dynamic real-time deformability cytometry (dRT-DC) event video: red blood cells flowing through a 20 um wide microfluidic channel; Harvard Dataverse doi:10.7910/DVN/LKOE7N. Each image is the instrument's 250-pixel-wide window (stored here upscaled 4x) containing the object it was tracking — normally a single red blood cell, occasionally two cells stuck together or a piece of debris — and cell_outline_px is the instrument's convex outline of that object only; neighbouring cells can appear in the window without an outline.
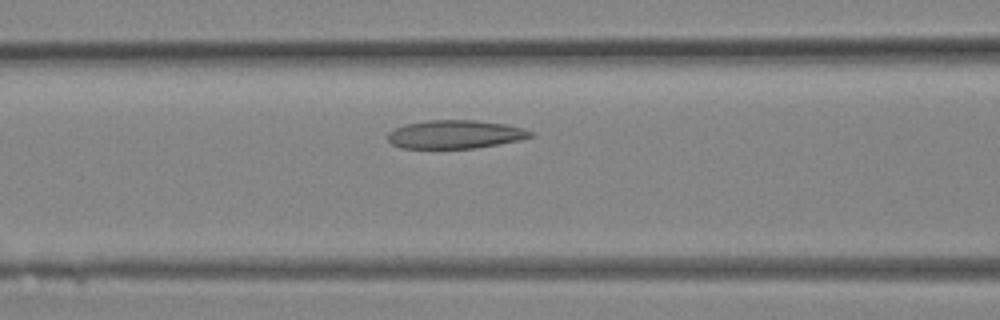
{"species": "Egyptian fruit bat (a non-hibernating species)", "species_latin": "Rousettus aegyptiacus", "temperature_condition": "room temperature", "stored_images_in_passage": 26, "camera_frame_rate_fps": 3000, "um_per_image_px": 0.085, "animal": {"sex": "female"}, "frame": {"image": 1, "passage_image": 9, "time_ms": 2.667, "image_size_px": [1000, 320], "cell_outline_px": [[532, 136], [520, 140], [476, 148], [400, 148], [392, 144], [388, 140], [388, 132], [404, 124], [428, 120], [476, 120], [508, 124], [524, 128], [532, 132]], "centroid_in_image_um": [38.69, 11.41], "position_along_channel_um": 127.9, "area_um2": 23.7}}
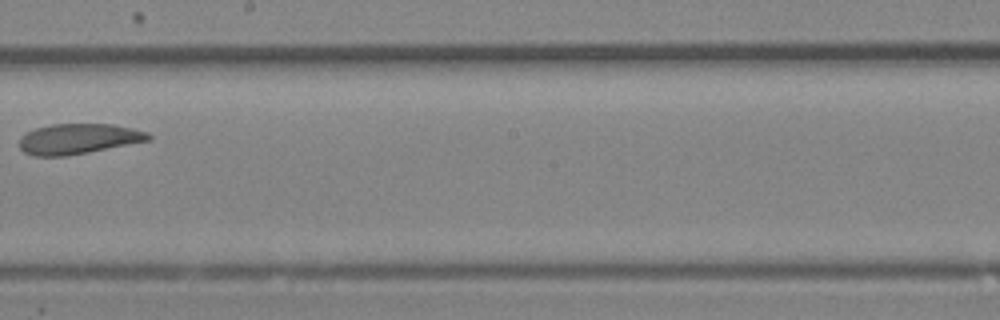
{"frame": {"image": 2, "passage_image": 14, "time_ms": 4.333, "image_size_px": [1000, 320], "cell_outline_px": [[152, 136], [148, 140], [88, 152], [64, 156], [32, 156], [24, 152], [20, 148], [20, 136], [36, 128], [52, 124], [112, 124], [132, 128], [148, 132]], "centroid_in_image_um": [6.63, 11.8], "position_along_channel_um": 241.6, "area_um2": 22.6}}
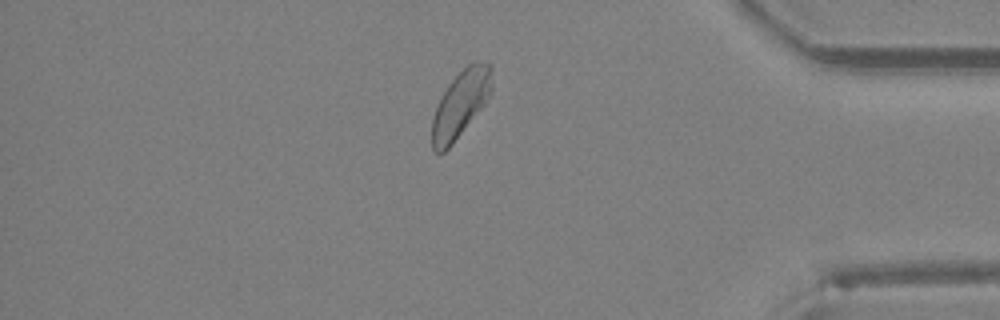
{"frame": {"image": 3, "passage_image": 22, "time_ms": 7.0, "image_size_px": [1000, 320], "cell_outline_px": [[492, 92], [484, 104], [452, 144], [444, 152], [436, 152], [432, 148], [432, 120], [436, 108], [448, 84], [472, 60], [484, 60], [492, 64]], "centroid_in_image_um": [39.19, 8.77], "position_along_channel_um": 396.0, "area_um2": 23.12}}